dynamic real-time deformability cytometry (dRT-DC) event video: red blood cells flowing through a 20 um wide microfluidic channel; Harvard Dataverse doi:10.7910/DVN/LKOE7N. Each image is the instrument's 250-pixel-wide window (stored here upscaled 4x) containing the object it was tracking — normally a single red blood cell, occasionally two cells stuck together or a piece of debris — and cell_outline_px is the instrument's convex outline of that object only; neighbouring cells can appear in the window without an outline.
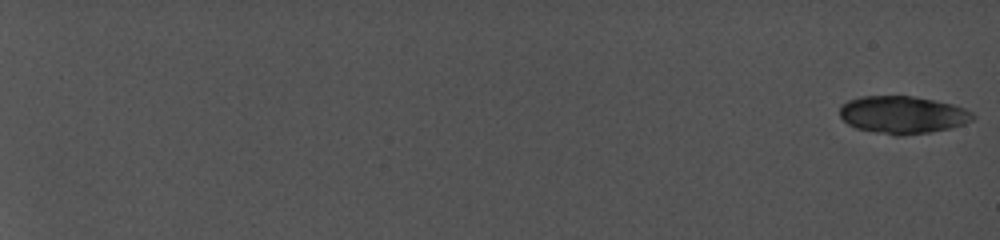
{"species": "common noctule bat (a hibernating species)", "species_latin": "Nyctalus noctula", "temperature_condition": "cold", "stored_images_in_passage": 19, "camera_frame_rate_fps": 5000, "um_per_image_px": 0.085, "animal": {"sex": "female", "body_mass_g": 19.0, "forearm_length_mm": 56.7}, "frame": {"image": 1, "passage_image": 1, "time_ms": 0.0, "image_size_px": [1000, 240], "cell_outline_px": [[976, 116], [972, 120], [964, 124], [932, 132], [904, 136], [896, 136], [856, 128], [848, 124], [840, 116], [840, 104], [848, 100], [860, 96], [912, 96], [936, 100], [952, 104], [964, 108], [972, 112]], "centroid_in_image_um": [76.72, 9.76], "position_along_channel_um": 8.3, "area_um2": 29.3}}